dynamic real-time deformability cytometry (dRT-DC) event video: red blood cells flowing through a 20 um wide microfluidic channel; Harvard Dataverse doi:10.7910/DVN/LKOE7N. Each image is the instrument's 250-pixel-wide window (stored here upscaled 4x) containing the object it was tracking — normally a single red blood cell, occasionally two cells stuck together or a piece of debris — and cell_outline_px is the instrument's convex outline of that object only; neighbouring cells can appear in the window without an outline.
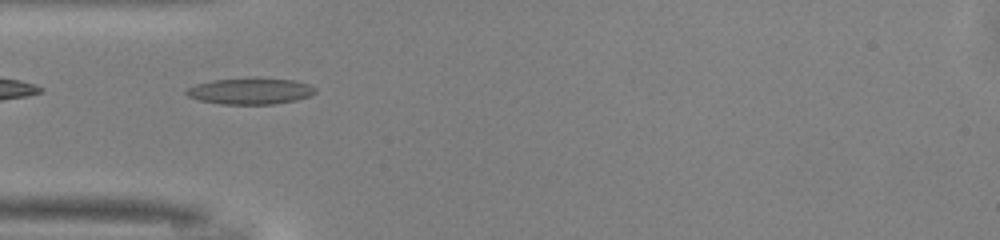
{"species": "common noctule bat (a hibernating species)", "species_latin": "Nyctalus noctula", "temperature_condition": "warm", "stored_images_in_passage": 25, "camera_frame_rate_fps": 3000, "um_per_image_px": 0.085, "animal": {"sex": "male", "body_mass_g": 13.0, "forearm_length_mm": 53.1}, "frame": {"image": 1, "passage_image": 1, "time_ms": 0.0, "image_size_px": [1000, 240], "cell_outline_px": [[316, 92], [308, 96], [296, 100], [272, 104], [220, 104], [200, 100], [188, 96], [184, 92], [188, 88], [196, 84], [212, 80], [292, 80], [308, 84], [316, 88]], "centroid_in_image_um": [21.25, 7.78], "position_along_channel_um": 63.7, "area_um2": 18.9}}
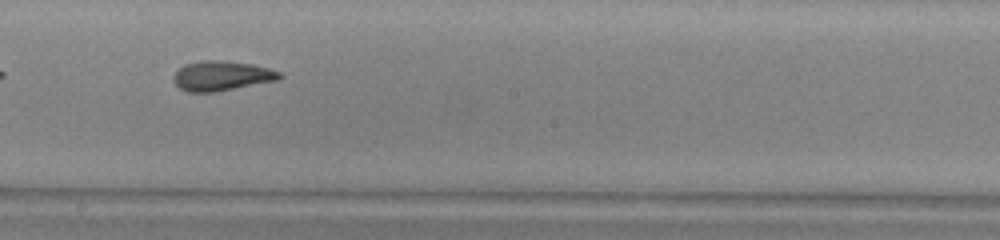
{"frame": {"image": 2, "passage_image": 13, "time_ms": 4.0, "image_size_px": [1000, 240], "cell_outline_px": [[284, 76], [280, 80], [216, 92], [188, 92], [180, 88], [172, 80], [172, 76], [184, 64], [200, 60], [212, 60], [252, 64], [268, 68], [280, 72]], "centroid_in_image_um": [18.85, 6.46], "position_along_channel_um": 229.3, "area_um2": 18.5}}
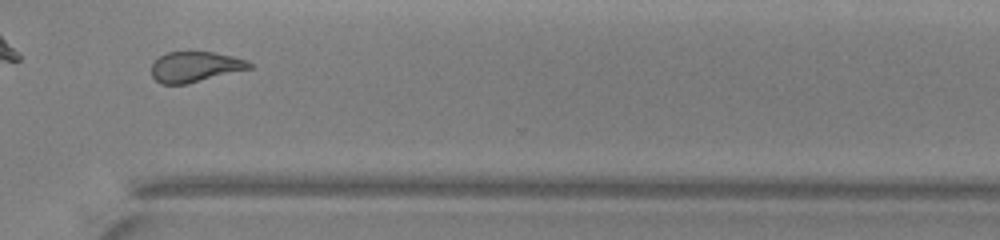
{"frame": {"image": 3, "passage_image": 22, "time_ms": 7.0, "image_size_px": [1000, 240], "cell_outline_px": [[252, 68], [188, 84], [160, 84], [152, 76], [152, 64], [160, 56], [168, 52], [212, 52], [232, 56], [248, 60], [252, 64]], "centroid_in_image_um": [16.6, 5.69], "position_along_channel_um": 354.0, "area_um2": 17.34}, "authors_computed_cell_mechanics": {"area_um2": 18.1492, "velocity_mm_per_s": 4.1464, "shape_relaxation_time_tau1_ms": 7.1673, "shape_relaxation_time_tau2_ms": 1.8163, "deformation_change_tau1": 0.1886, "deformation_change_tau2": 0.09}}